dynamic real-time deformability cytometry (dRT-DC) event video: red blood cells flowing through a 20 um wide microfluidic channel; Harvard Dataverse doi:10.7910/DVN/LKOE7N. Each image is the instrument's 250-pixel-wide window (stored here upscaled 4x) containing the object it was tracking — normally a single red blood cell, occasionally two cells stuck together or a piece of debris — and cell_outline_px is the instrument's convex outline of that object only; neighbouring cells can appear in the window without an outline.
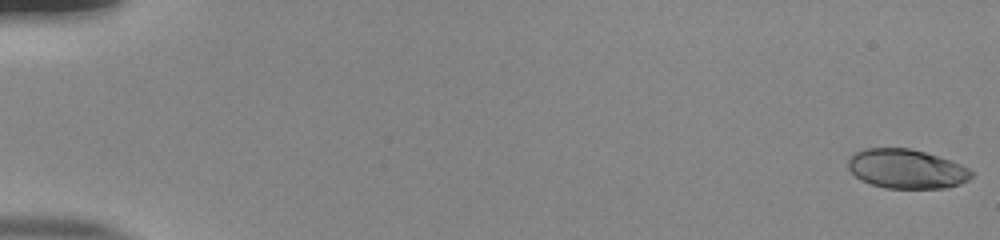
{"species": "human", "species_latin": "Homo sapiens", "temperature_condition": "room temperature", "stored_images_in_passage": 54, "camera_frame_rate_fps": 3000, "um_per_image_px": 0.085, "donor": {"sex": "male"}, "frame": {"image": 1, "passage_image": 1, "time_ms": 0.0, "image_size_px": [1000, 240], "cell_outline_px": [[972, 176], [968, 180], [960, 184], [944, 188], [884, 188], [860, 180], [848, 168], [848, 160], [856, 152], [864, 148], [908, 148], [924, 152], [960, 164], [968, 168], [972, 172]], "centroid_in_image_um": [77.03, 14.36], "position_along_channel_um": 8.0, "area_um2": 27.98}}
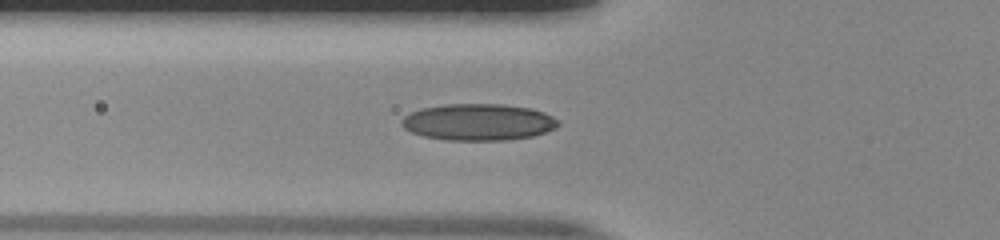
{"frame": {"image": 2, "passage_image": 21, "time_ms": 6.667, "image_size_px": [1000, 240], "cell_outline_px": [[560, 124], [556, 128], [532, 136], [504, 140], [448, 140], [424, 136], [412, 132], [404, 128], [400, 124], [400, 120], [404, 116], [420, 108], [444, 104], [504, 104], [532, 108], [544, 112], [560, 120]], "centroid_in_image_um": [40.67, 10.37], "position_along_channel_um": 85.1, "area_um2": 33.58}}
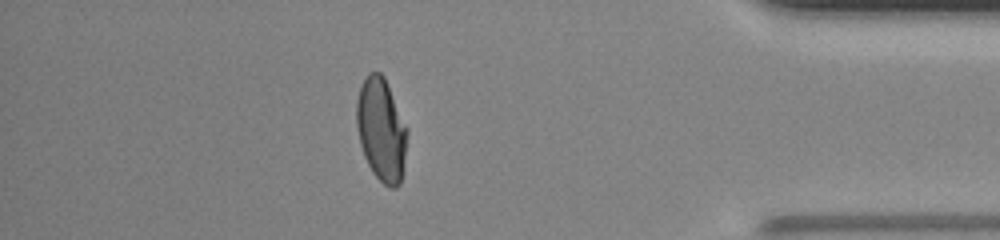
{"frame": {"image": 3, "passage_image": 48, "time_ms": 15.667, "image_size_px": [1000, 240], "cell_outline_px": [[408, 132], [404, 164], [400, 184], [396, 188], [388, 188], [372, 172], [364, 156], [360, 144], [356, 128], [356, 100], [360, 88], [368, 72], [380, 72], [384, 76], [408, 128]], "centroid_in_image_um": [32.41, 11.03], "position_along_channel_um": 402.8, "area_um2": 30.69}, "authors_computed_cell_mechanics": {"area_um2": 30.5184, "velocity_mm_per_s": 3.8802, "shape_relaxation_time_tau1_ms": 7.7446, "shape_relaxation_time_tau2_ms": 0.8912, "deformation_change_tau1": 0.2505, "deformation_change_tau2": 0.0553}}